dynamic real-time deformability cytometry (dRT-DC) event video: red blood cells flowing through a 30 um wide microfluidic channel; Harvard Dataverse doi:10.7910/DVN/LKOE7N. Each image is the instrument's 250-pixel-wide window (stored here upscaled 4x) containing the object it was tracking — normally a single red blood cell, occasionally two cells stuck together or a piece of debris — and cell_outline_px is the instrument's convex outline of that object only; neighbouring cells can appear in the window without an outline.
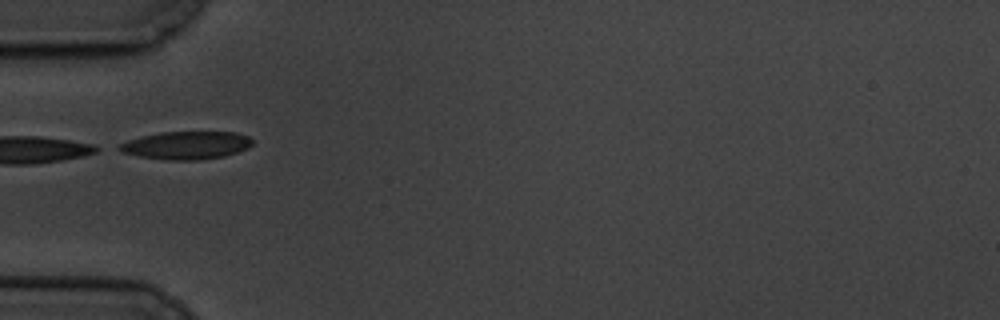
{"species": "common noctule bat (a hibernating species)", "species_latin": "Nyctalus noctula", "temperature_condition": "cold", "stored_images_in_passage": 9, "camera_frame_rate_fps": 3000, "um_per_image_px": 0.085, "animal": {"sex": "male", "body_mass_g": 19.5, "forearm_length_mm": 54.6}, "frame": {"image": 1, "passage_image": 6, "time_ms": 5.667, "image_size_px": [1000, 320], "cell_outline_px": [[252, 144], [248, 148], [224, 156], [200, 160], [164, 160], [140, 156], [124, 152], [116, 148], [120, 144], [128, 140], [140, 136], [160, 132], [236, 132], [248, 136], [252, 140]], "centroid_in_image_um": [15.84, 12.35], "position_along_channel_um": 69.2, "area_um2": 21.62}}